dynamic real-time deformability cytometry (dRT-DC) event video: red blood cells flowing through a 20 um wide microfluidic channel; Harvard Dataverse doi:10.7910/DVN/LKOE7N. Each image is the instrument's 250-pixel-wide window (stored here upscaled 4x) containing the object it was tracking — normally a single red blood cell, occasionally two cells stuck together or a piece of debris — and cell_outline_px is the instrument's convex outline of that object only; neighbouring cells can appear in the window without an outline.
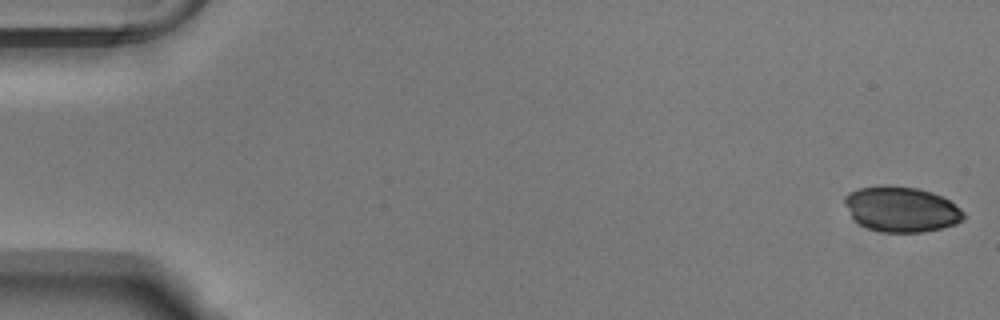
{"species": "Egyptian fruit bat (a non-hibernating species)", "species_latin": "Rousettus aegyptiacus", "temperature_condition": "warm", "stored_images_in_passage": 53, "camera_frame_rate_fps": 3000, "um_per_image_px": 0.085, "animal": {"sex": "male"}, "frame": {"image": 1, "passage_image": 1, "time_ms": 0.0, "image_size_px": [1000, 320], "cell_outline_px": [[964, 220], [956, 224], [940, 228], [920, 232], [880, 232], [868, 228], [860, 224], [852, 216], [844, 204], [844, 196], [848, 192], [860, 188], [876, 184], [888, 184], [916, 188], [932, 192], [948, 200], [960, 208], [964, 212]], "centroid_in_image_um": [76.59, 17.76], "position_along_channel_um": 8.4, "area_um2": 31.56}}
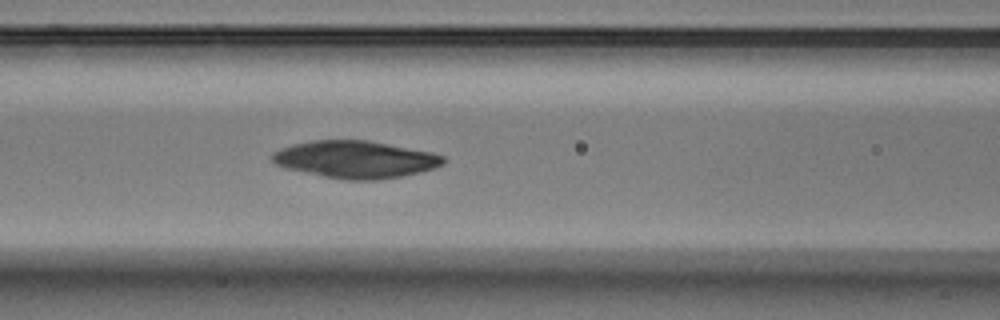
{"frame": {"image": 2, "passage_image": 23, "time_ms": 7.333, "image_size_px": [1000, 320], "cell_outline_px": [[448, 160], [444, 164], [436, 168], [404, 176], [376, 180], [344, 180], [324, 176], [288, 168], [276, 164], [268, 156], [272, 152], [280, 148], [292, 144], [312, 140], [368, 140], [432, 152], [444, 156]], "centroid_in_image_um": [30.24, 13.55], "position_along_channel_um": 136.4, "area_um2": 37.4}}
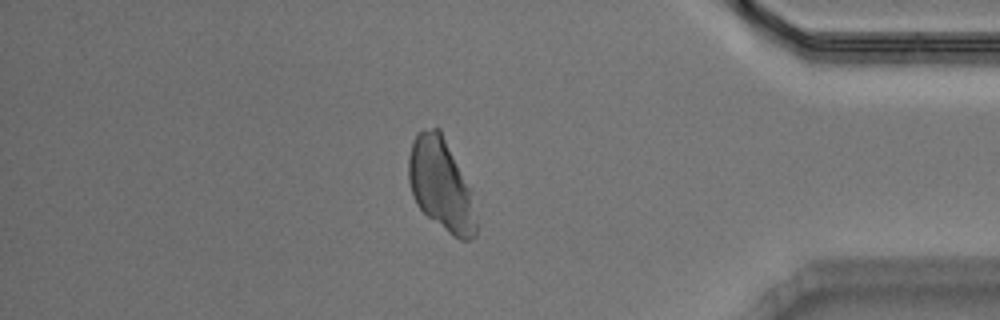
{"frame": {"image": 3, "passage_image": 46, "time_ms": 15.0, "image_size_px": [1000, 320], "cell_outline_px": [[476, 236], [468, 240], [460, 240], [452, 236], [428, 216], [416, 204], [412, 196], [408, 180], [408, 156], [412, 144], [416, 136], [424, 128], [440, 128], [472, 188], [476, 220]], "centroid_in_image_um": [37.5, 15.7], "position_along_channel_um": 397.7, "area_um2": 36.76}}